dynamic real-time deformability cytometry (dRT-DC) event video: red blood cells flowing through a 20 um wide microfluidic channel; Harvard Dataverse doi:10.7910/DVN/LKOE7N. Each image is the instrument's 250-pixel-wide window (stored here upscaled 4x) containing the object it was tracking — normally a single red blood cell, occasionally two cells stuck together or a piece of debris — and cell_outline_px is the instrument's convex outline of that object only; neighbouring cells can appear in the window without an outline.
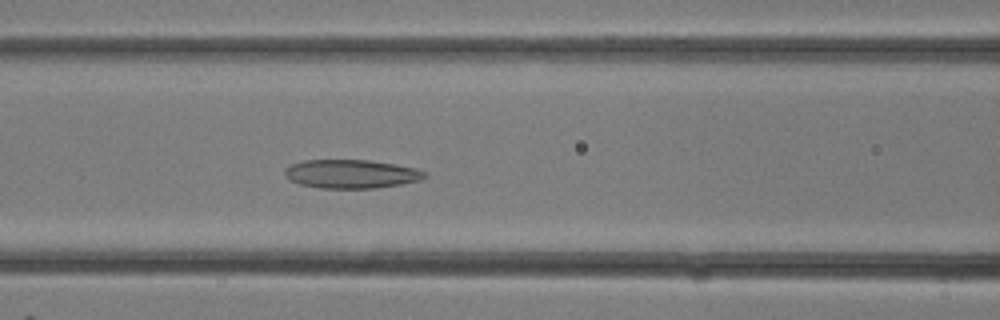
{"species": "common noctule bat (a hibernating species)", "species_latin": "Nyctalus noctula", "temperature_condition": "room temperature", "stored_images_in_passage": 6, "camera_frame_rate_fps": 3000, "um_per_image_px": 0.085, "animal": {"sex": "female"}, "frame": {"image": 1, "passage_image": 6, "time_ms": 1.667, "image_size_px": [1000, 320], "cell_outline_px": [[428, 176], [420, 180], [400, 184], [376, 188], [320, 188], [300, 184], [284, 176], [284, 168], [292, 164], [304, 160], [368, 160], [416, 168], [428, 172]], "centroid_in_image_um": [29.86, 14.78], "position_along_channel_um": 136.7, "area_um2": 23.35}}